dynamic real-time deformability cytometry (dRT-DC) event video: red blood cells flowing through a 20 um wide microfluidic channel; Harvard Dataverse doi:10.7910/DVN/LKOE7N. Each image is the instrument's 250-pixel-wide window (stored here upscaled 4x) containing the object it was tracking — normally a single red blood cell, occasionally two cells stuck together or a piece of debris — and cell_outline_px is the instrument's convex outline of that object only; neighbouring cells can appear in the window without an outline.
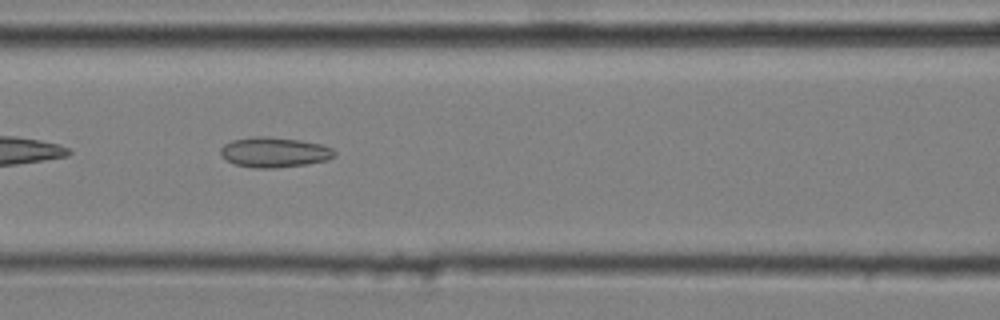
{"species": "common noctule bat (a hibernating species)", "species_latin": "Nyctalus noctula", "temperature_condition": "cold", "stored_images_in_passage": 36, "camera_frame_rate_fps": 3000, "um_per_image_px": 0.085, "animal": {"sex": "male", "body_mass_g": 20.4}, "frame": {"image": 1, "passage_image": 8, "time_ms": 2.333, "image_size_px": [1000, 320], "cell_outline_px": [[336, 156], [328, 160], [308, 164], [276, 168], [252, 168], [232, 164], [220, 156], [220, 148], [224, 144], [232, 140], [252, 136], [268, 136], [300, 140], [320, 144], [332, 148], [336, 152]], "centroid_in_image_um": [23.29, 12.95], "position_along_channel_um": 143.3, "area_um2": 20.4}}
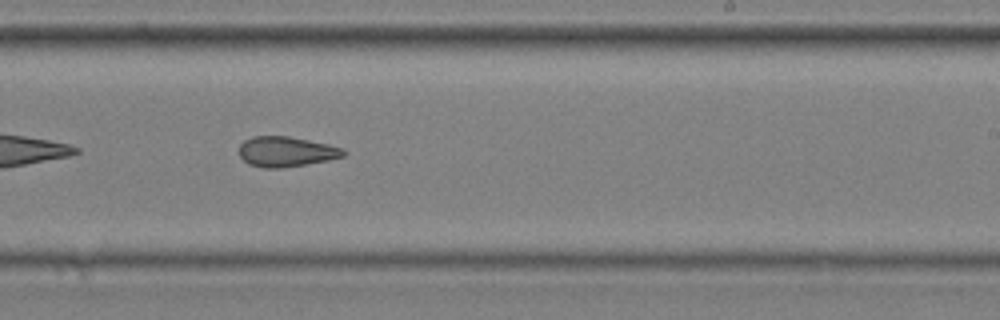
{"frame": {"image": 2, "passage_image": 18, "time_ms": 5.667, "image_size_px": [1000, 320], "cell_outline_px": [[348, 152], [344, 156], [328, 160], [280, 168], [264, 168], [248, 164], [240, 156], [240, 144], [244, 140], [252, 136], [288, 136], [328, 144], [344, 148]], "centroid_in_image_um": [24.33, 12.88], "position_along_channel_um": 264.7, "area_um2": 18.32}}
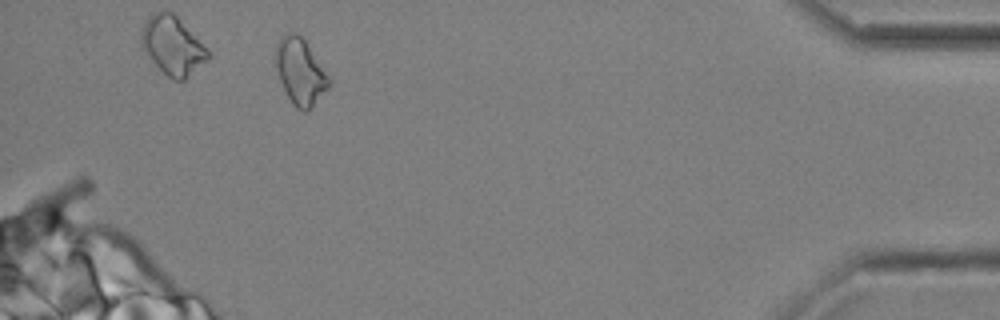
{"frame": {"image": 3, "passage_image": 34, "time_ms": 11.0, "image_size_px": [1000, 320], "cell_outline_px": [[332, 84], [308, 112], [304, 112], [296, 108], [292, 104], [280, 80], [276, 68], [276, 44], [280, 36], [288, 32], [292, 32], [300, 36], [304, 40], [332, 80]], "centroid_in_image_um": [25.54, 6.12], "position_along_channel_um": 409.7, "area_um2": 20.52}, "authors_computed_cell_mechanics": {"area_um2": 18.8139, "velocity_mm_per_s": 3.6524, "shape_relaxation_time_tau1_ms": null, "shape_relaxation_time_tau2_ms": 4.7527, "deformation_change_tau1": null, "deformation_change_tau2": 0.1289}}